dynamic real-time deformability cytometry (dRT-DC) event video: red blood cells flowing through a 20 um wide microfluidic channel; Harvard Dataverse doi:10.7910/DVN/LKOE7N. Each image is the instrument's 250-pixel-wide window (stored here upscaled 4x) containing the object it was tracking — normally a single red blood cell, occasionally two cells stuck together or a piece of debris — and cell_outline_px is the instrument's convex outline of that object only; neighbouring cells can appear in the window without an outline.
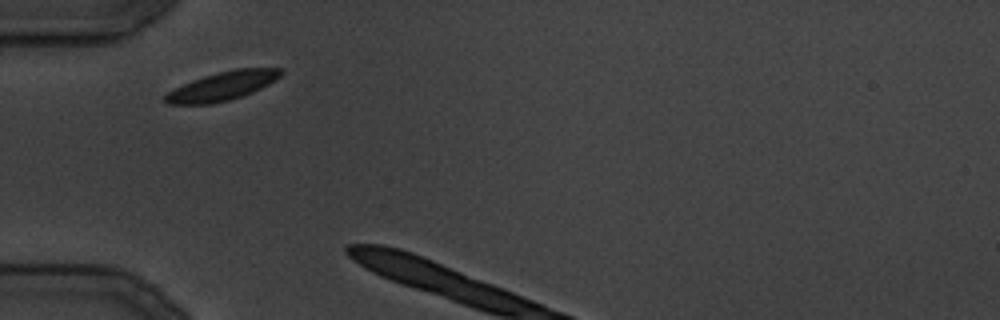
{"species": "common noctule bat (a hibernating species)", "species_latin": "Nyctalus noctula", "temperature_condition": "cold", "stored_images_in_passage": 4, "camera_frame_rate_fps": 3000, "um_per_image_px": 0.085, "animal": {"sex": "male", "body_mass_g": 19.5, "forearm_length_mm": 54.6}, "frame": {"image": 1, "passage_image": 1, "time_ms": 0.0, "image_size_px": [1000, 320], "cell_outline_px": [[284, 72], [280, 76], [268, 84], [252, 92], [228, 100], [208, 104], [168, 104], [164, 100], [164, 96], [168, 92], [192, 80], [204, 76], [236, 68], [280, 68]], "centroid_in_image_um": [18.9, 7.31], "position_along_channel_um": 66.1, "area_um2": 18.96}}